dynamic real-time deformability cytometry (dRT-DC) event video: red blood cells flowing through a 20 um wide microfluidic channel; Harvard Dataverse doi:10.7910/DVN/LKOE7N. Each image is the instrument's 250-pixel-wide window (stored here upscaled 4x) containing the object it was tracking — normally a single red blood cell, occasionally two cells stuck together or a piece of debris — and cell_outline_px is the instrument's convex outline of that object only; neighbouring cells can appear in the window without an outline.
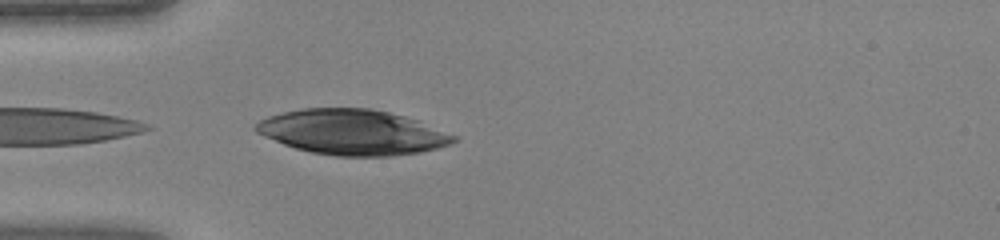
{"species": "human", "species_latin": "Homo sapiens", "temperature_condition": "warm", "stored_images_in_passage": 32, "camera_frame_rate_fps": 3000, "um_per_image_px": 0.085, "donor": {"sex": "female"}, "frame": {"image": 1, "passage_image": 1, "time_ms": 0.0, "image_size_px": [1000, 240], "cell_outline_px": [[460, 140], [436, 148], [420, 152], [392, 156], [336, 156], [312, 152], [296, 148], [284, 144], [264, 136], [256, 132], [252, 128], [260, 120], [268, 116], [284, 112], [304, 108], [372, 108], [420, 120], [456, 136]], "centroid_in_image_um": [29.97, 11.23], "position_along_channel_um": 55.0, "area_um2": 52.08}}
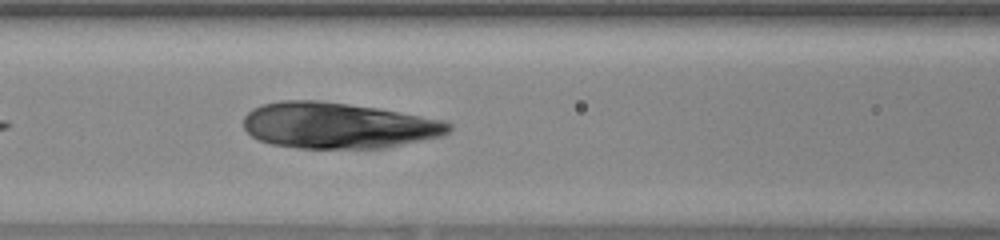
{"frame": {"image": 2, "passage_image": 7, "time_ms": 2.0, "image_size_px": [1000, 240], "cell_outline_px": [[452, 128], [444, 136], [384, 148], [300, 148], [272, 144], [260, 140], [252, 136], [244, 128], [244, 116], [252, 108], [260, 104], [280, 100], [320, 100], [376, 108], [444, 120], [452, 124]], "centroid_in_image_um": [28.73, 10.66], "position_along_channel_um": 137.9, "area_um2": 55.08}}
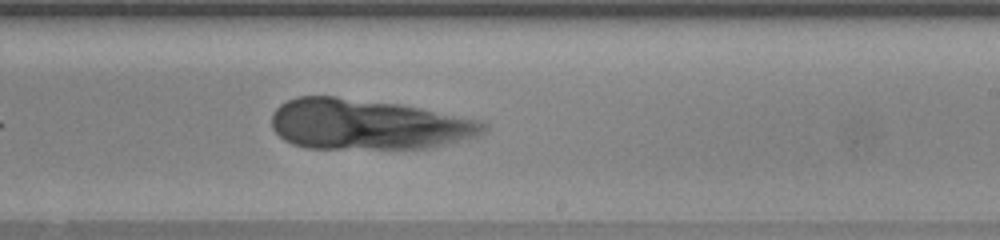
{"frame": {"image": 3, "passage_image": 15, "time_ms": 4.667, "image_size_px": [1000, 240], "cell_outline_px": [[488, 128], [480, 136], [428, 148], [308, 148], [292, 144], [284, 140], [272, 128], [272, 112], [280, 104], [296, 96], [336, 96], [400, 104], [484, 120], [488, 124]], "centroid_in_image_um": [31.3, 10.56], "position_along_channel_um": 257.7, "area_um2": 62.71}}